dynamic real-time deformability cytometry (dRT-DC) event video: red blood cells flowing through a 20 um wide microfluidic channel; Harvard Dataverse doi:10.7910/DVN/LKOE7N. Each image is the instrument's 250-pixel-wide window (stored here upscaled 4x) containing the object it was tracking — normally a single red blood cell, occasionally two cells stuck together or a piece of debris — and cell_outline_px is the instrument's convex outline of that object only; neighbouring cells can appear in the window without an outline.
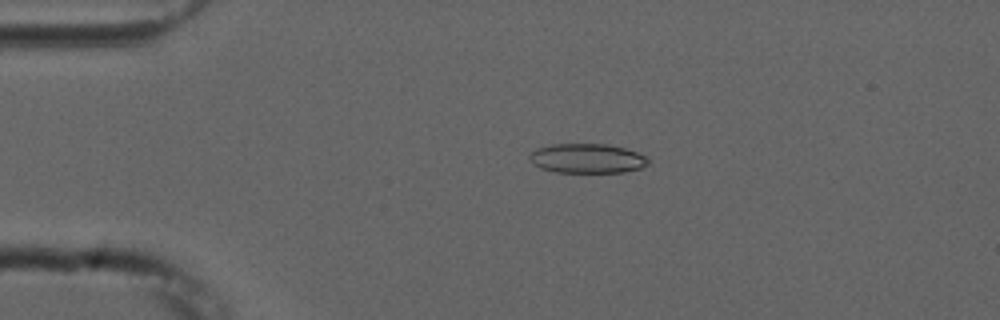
{"species": "common noctule bat (a hibernating species)", "species_latin": "Nyctalus noctula", "temperature_condition": "cold", "stored_images_in_passage": 55, "camera_frame_rate_fps": 3000, "um_per_image_px": 0.085, "animal": {"sex": "male", "forearm_length_mm": 52.5}, "frame": {"image": 1, "passage_image": 12, "time_ms": 3.667, "image_size_px": [1000, 320], "cell_outline_px": [[648, 164], [640, 168], [624, 172], [556, 172], [540, 168], [528, 156], [536, 148], [552, 144], [608, 144], [624, 148], [648, 156]], "centroid_in_image_um": [49.93, 13.46], "position_along_channel_um": 35.1, "area_um2": 20.29}}
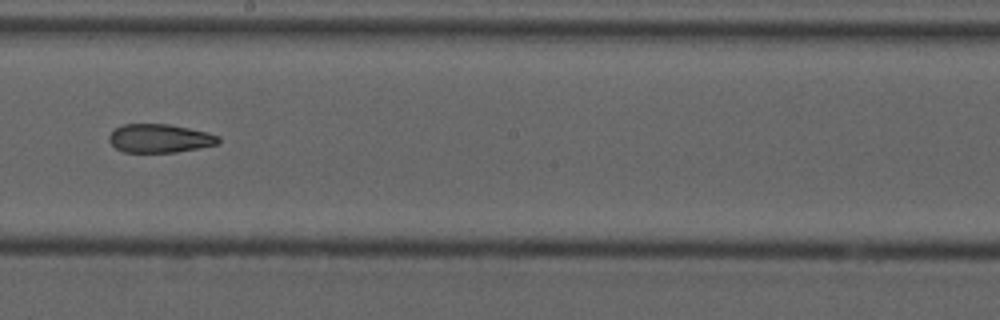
{"frame": {"image": 2, "passage_image": 31, "time_ms": 10.0, "image_size_px": [1000, 320], "cell_outline_px": [[220, 140], [216, 144], [176, 152], [124, 152], [116, 148], [108, 140], [108, 136], [116, 128], [124, 124], [168, 124], [208, 132], [220, 136]], "centroid_in_image_um": [13.56, 11.75], "position_along_channel_um": 234.6, "area_um2": 18.03}}
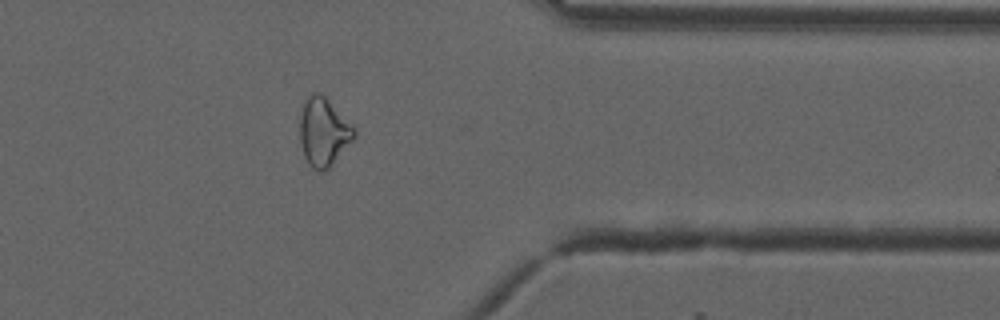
{"frame": {"image": 3, "passage_image": 44, "time_ms": 14.333, "image_size_px": [1000, 320], "cell_outline_px": [[356, 136], [332, 164], [324, 172], [320, 172], [312, 168], [308, 164], [304, 156], [300, 140], [300, 116], [304, 104], [308, 96], [312, 92], [320, 92], [356, 128]], "centroid_in_image_um": [27.5, 11.23], "position_along_channel_um": 383.9, "area_um2": 21.5}, "authors_computed_cell_mechanics": {"area_um2": 21.2126, "velocity_mm_per_s": 3.7594, "shape_relaxation_time_tau1_ms": null, "shape_relaxation_time_tau2_ms": 4.4897, "deformation_change_tau1": null, "deformation_change_tau2": 0.1293}}